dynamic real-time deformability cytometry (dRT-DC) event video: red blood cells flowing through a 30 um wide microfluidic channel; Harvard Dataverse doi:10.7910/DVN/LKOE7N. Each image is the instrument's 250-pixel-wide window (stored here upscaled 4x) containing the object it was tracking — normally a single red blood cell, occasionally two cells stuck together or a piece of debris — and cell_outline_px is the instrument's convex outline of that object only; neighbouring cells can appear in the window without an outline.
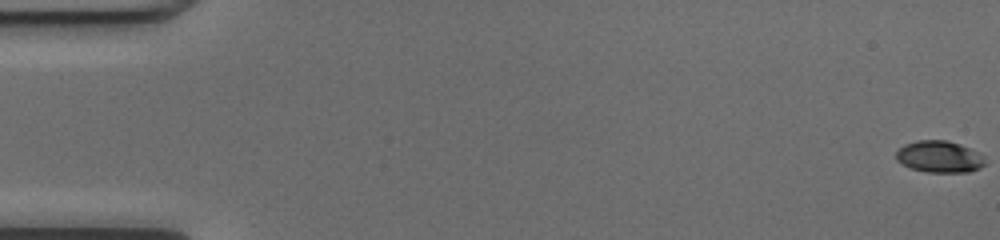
{"species": "common noctule bat (a hibernating species)", "species_latin": "Nyctalus noctula", "temperature_condition": "cold", "stored_images_in_passage": 52, "camera_frame_rate_fps": 3000, "um_per_image_px": 0.085, "animal": {"sex": "female", "body_mass_g": 17.0, "forearm_length_mm": 48.0}, "frame": {"image": 1, "passage_image": 1, "time_ms": 0.0, "image_size_px": [1000, 240], "cell_outline_px": [[984, 164], [980, 168], [968, 172], [928, 172], [912, 168], [896, 160], [896, 152], [904, 144], [916, 140], [948, 140], [960, 144], [980, 152], [984, 156]], "centroid_in_image_um": [79.87, 13.3], "position_along_channel_um": 5.1, "area_um2": 16.47}}
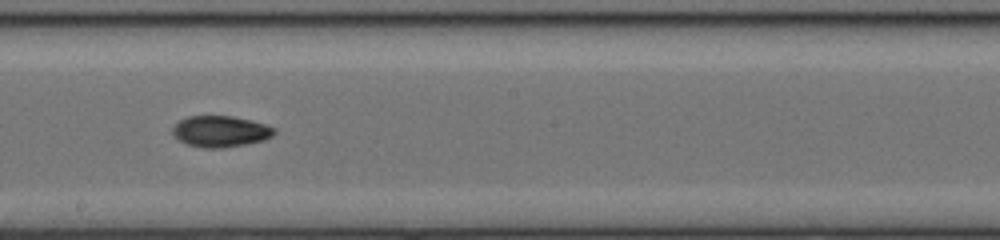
{"frame": {"image": 2, "passage_image": 30, "time_ms": 9.667, "image_size_px": [1000, 240], "cell_outline_px": [[276, 132], [272, 136], [264, 140], [244, 144], [220, 148], [204, 148], [188, 144], [180, 140], [172, 132], [172, 128], [180, 120], [188, 116], [232, 116], [252, 120], [276, 128]], "centroid_in_image_um": [18.76, 11.16], "position_along_channel_um": 229.4, "area_um2": 18.32}}
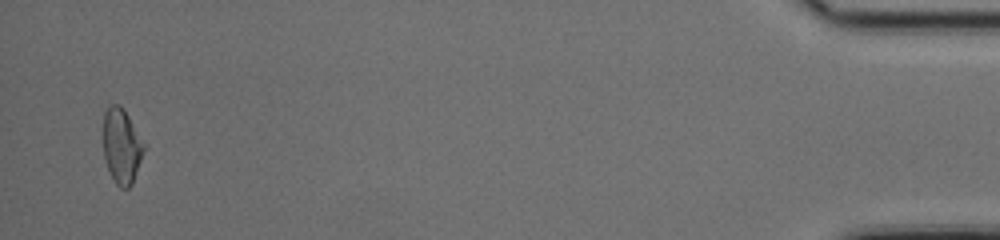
{"frame": {"image": 3, "passage_image": 51, "time_ms": 16.667, "image_size_px": [1000, 240], "cell_outline_px": [[144, 148], [132, 184], [128, 188], [120, 188], [116, 184], [108, 168], [104, 156], [104, 112], [108, 104], [120, 104], [124, 108], [144, 144]], "centroid_in_image_um": [10.32, 12.37], "position_along_channel_um": 424.9, "area_um2": 17.46}, "authors_computed_cell_mechanics": {"area_um2": 17.4845, "velocity_mm_per_s": 4.0759, "shape_relaxation_time_tau1_ms": 7.8088, "shape_relaxation_time_tau2_ms": 7.6876, "deformation_change_tau1": 0.1892, "deformation_change_tau2": 0.1408}}